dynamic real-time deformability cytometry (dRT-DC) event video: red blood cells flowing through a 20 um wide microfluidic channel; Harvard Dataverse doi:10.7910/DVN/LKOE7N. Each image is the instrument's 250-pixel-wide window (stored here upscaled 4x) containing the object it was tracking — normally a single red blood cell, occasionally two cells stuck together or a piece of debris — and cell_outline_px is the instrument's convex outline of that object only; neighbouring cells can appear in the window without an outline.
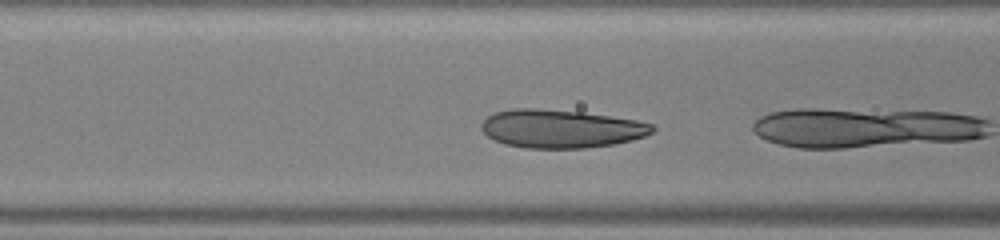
{"species": "human", "species_latin": "Homo sapiens", "temperature_condition": "warm", "stored_images_in_passage": 8, "camera_frame_rate_fps": 3000, "um_per_image_px": 0.085, "donor": {"sex": "male"}, "frame": {"image": 1, "passage_image": 7, "time_ms": 2.0, "image_size_px": [1000, 240], "cell_outline_px": [[656, 128], [652, 132], [644, 136], [632, 140], [612, 144], [584, 148], [524, 148], [504, 144], [488, 136], [480, 128], [480, 124], [492, 112], [512, 108], [536, 108], [580, 112], [636, 120], [652, 124]], "centroid_in_image_um": [47.63, 10.94], "position_along_channel_um": 119.0, "area_um2": 38.09}}